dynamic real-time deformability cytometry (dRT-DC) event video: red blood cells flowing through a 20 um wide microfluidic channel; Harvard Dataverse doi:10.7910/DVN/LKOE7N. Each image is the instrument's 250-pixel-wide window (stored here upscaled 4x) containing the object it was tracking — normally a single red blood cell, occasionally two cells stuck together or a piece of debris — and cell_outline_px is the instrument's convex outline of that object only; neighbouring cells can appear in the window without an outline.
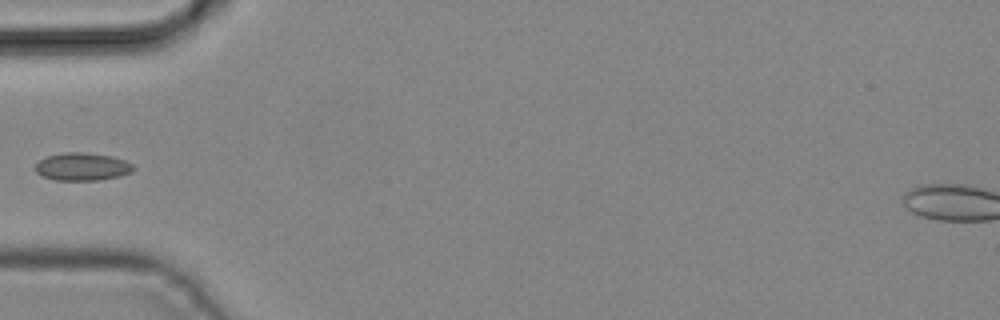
{"species": "common noctule bat (a hibernating species)", "species_latin": "Nyctalus noctula", "temperature_condition": "cold", "stored_images_in_passage": 2, "camera_frame_rate_fps": 3000, "um_per_image_px": 0.085, "animal": {"sex": "male", "body_mass_g": 19.2, "forearm_length_mm": 51.8}, "frame": {"image": 1, "passage_image": 2, "time_ms": 0.333, "image_size_px": [1000, 320], "cell_outline_px": [[136, 168], [132, 172], [120, 176], [96, 180], [56, 180], [44, 176], [36, 172], [36, 164], [40, 160], [48, 156], [64, 152], [84, 152], [112, 156], [124, 160], [132, 164]], "centroid_in_image_um": [7.03, 14.16], "position_along_channel_um": 78.0, "area_um2": 15.78}}